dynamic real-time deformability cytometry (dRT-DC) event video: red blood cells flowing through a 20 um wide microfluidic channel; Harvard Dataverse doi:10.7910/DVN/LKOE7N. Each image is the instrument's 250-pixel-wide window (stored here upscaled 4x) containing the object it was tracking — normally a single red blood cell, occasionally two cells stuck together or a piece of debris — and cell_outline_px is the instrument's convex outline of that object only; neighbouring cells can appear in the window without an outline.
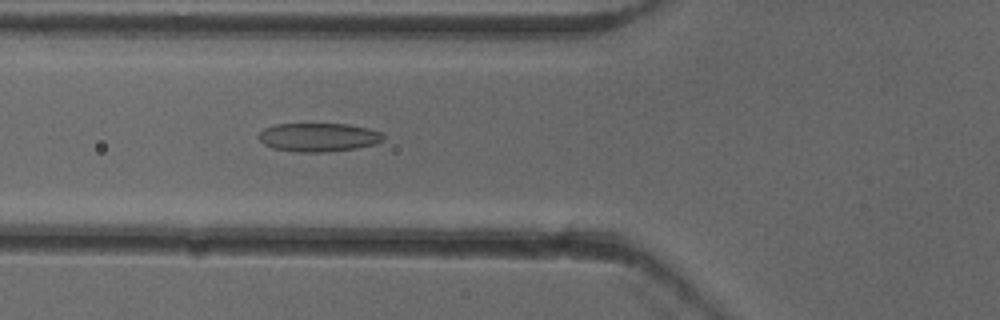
{"species": "common noctule bat (a hibernating species)", "species_latin": "Nyctalus noctula", "temperature_condition": "cold", "stored_images_in_passage": 8, "camera_frame_rate_fps": 3000, "um_per_image_px": 0.085, "animal": {"sex": "female"}, "frame": {"image": 1, "passage_image": 5, "time_ms": 1.333, "image_size_px": [1000, 320], "cell_outline_px": [[384, 140], [376, 144], [356, 148], [324, 152], [296, 152], [272, 148], [264, 144], [256, 136], [264, 128], [276, 124], [348, 124], [368, 128], [384, 132]], "centroid_in_image_um": [27.09, 11.66], "position_along_channel_um": 98.7, "area_um2": 20.98}}
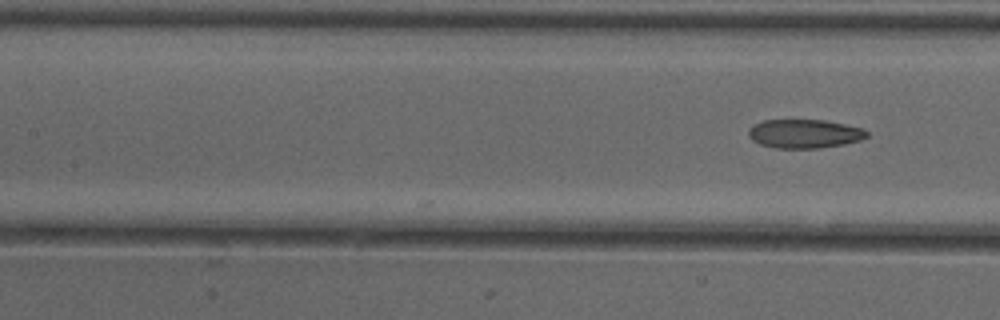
{"frame": {"image": 2, "passage_image": 8, "time_ms": 2.333, "image_size_px": [1000, 320], "cell_outline_px": [[868, 136], [860, 140], [844, 144], [820, 148], [776, 148], [760, 144], [752, 140], [748, 136], [748, 128], [752, 124], [764, 120], [824, 120], [864, 128], [868, 132]], "centroid_in_image_um": [68.36, 11.36], "position_along_channel_um": 139.0, "area_um2": 20.0}}